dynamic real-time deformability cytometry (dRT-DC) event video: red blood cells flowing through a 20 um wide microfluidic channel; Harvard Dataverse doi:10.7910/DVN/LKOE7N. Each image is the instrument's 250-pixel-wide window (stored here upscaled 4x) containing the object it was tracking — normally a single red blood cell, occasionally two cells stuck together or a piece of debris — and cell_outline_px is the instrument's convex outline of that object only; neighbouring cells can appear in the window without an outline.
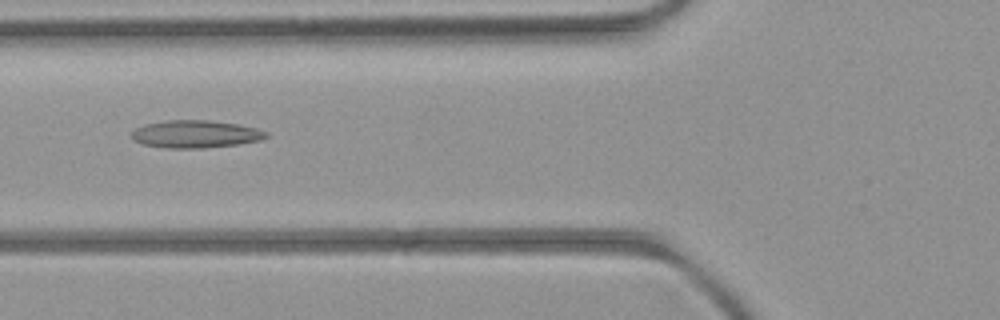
{"species": "common noctule bat (a hibernating species)", "species_latin": "Nyctalus noctula", "temperature_condition": "room temperature", "stored_images_in_passage": 35, "camera_frame_rate_fps": 3000, "um_per_image_px": 0.085, "animal": {"sex": "female", "body_mass_g": 21.9}, "frame": {"image": 1, "passage_image": 9, "time_ms": 2.667, "image_size_px": [1000, 320], "cell_outline_px": [[268, 136], [260, 140], [236, 144], [204, 148], [164, 148], [144, 144], [136, 140], [132, 136], [132, 132], [136, 128], [144, 124], [168, 120], [208, 120], [240, 124], [256, 128], [268, 132]], "centroid_in_image_um": [16.64, 11.39], "position_along_channel_um": 109.2, "area_um2": 21.5}}
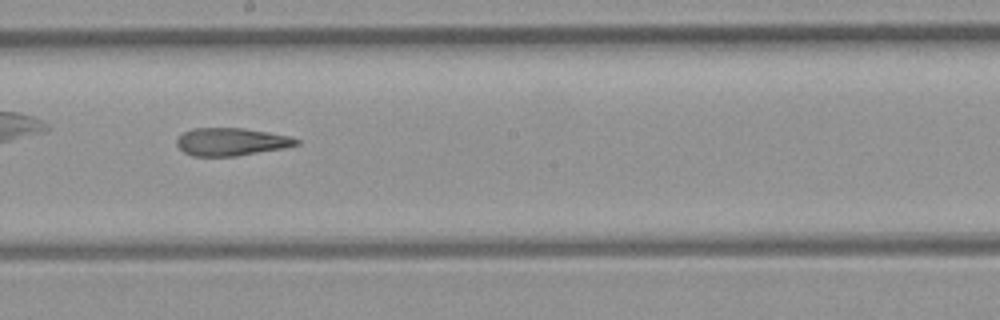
{"frame": {"image": 2, "passage_image": 18, "time_ms": 5.667, "image_size_px": [1000, 320], "cell_outline_px": [[300, 144], [284, 148], [236, 156], [192, 156], [184, 152], [176, 144], [176, 140], [184, 132], [192, 128], [244, 128], [268, 132], [288, 136], [300, 140]], "centroid_in_image_um": [19.65, 12.05], "position_along_channel_um": 228.5, "area_um2": 19.31}}
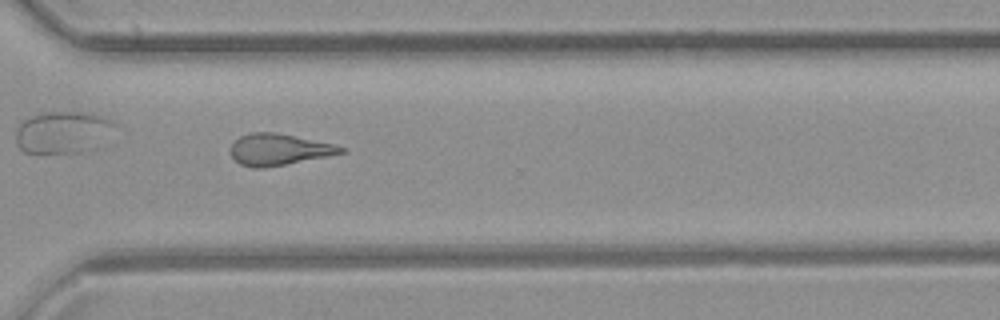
{"frame": {"image": 3, "passage_image": 27, "time_ms": 8.667, "image_size_px": [1000, 320], "cell_outline_px": [[348, 152], [264, 168], [252, 168], [240, 164], [232, 156], [232, 144], [240, 136], [252, 132], [276, 132], [336, 144], [348, 148]], "centroid_in_image_um": [23.77, 12.7], "position_along_channel_um": 346.8, "area_um2": 20.23}, "authors_computed_cell_mechanics": {"area_um2": 19.8254, "velocity_mm_per_s": 3.9584, "shape_relaxation_time_tau1_ms": null, "shape_relaxation_time_tau2_ms": 5.3693, "deformation_change_tau1": null, "deformation_change_tau2": 0.1804}}